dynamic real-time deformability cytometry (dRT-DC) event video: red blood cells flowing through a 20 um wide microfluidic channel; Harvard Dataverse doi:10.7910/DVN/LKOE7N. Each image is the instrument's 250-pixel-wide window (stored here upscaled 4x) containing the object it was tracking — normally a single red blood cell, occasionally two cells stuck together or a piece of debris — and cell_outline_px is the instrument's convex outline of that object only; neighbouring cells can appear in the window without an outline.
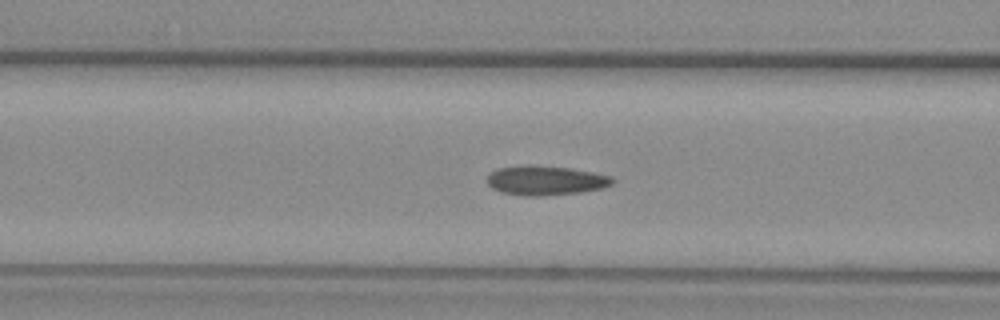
{"species": "common noctule bat (a hibernating species)", "species_latin": "Nyctalus noctula", "temperature_condition": "warm", "stored_images_in_passage": 54, "camera_frame_rate_fps": 3000, "um_per_image_px": 0.085, "animal": {"sex": "female", "body_mass_g": 29.2, "forearm_length_mm": 56.3}, "frame": {"image": 1, "passage_image": 21, "time_ms": 6.667, "image_size_px": [1000, 320], "cell_outline_px": [[616, 180], [612, 184], [604, 188], [580, 192], [540, 196], [524, 196], [500, 192], [492, 188], [488, 184], [488, 172], [496, 168], [524, 164], [532, 164], [568, 168], [592, 172], [612, 176]], "centroid_in_image_um": [46.35, 15.32], "position_along_channel_um": 120.3, "area_um2": 21.85}}
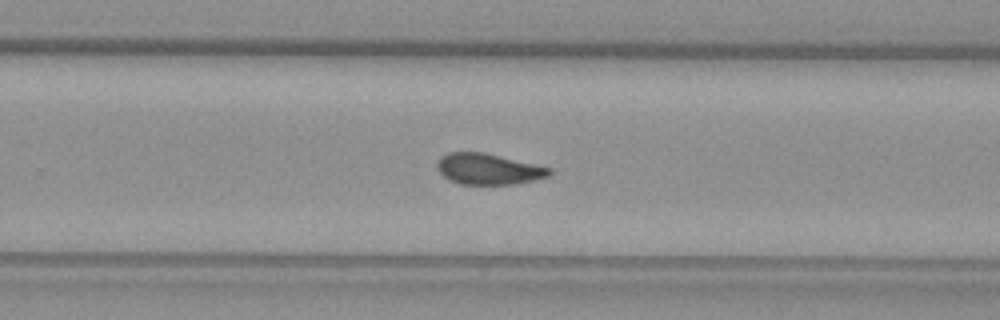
{"frame": {"image": 2, "passage_image": 34, "time_ms": 11.0, "image_size_px": [1000, 320], "cell_outline_px": [[552, 172], [548, 176], [516, 184], [460, 184], [448, 180], [440, 172], [436, 164], [440, 156], [448, 152], [484, 152], [536, 164], [552, 168]], "centroid_in_image_um": [41.5, 14.36], "position_along_channel_um": 288.3, "area_um2": 20.29}}
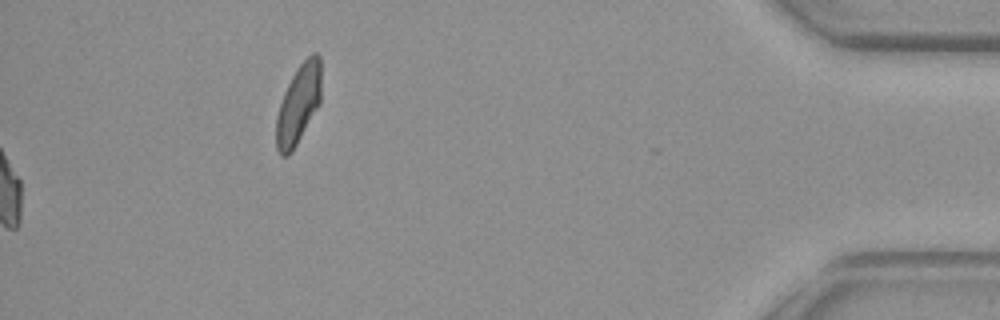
{"frame": {"image": 3, "passage_image": 54, "time_ms": 17.667, "image_size_px": [1000, 320], "cell_outline_px": [[320, 104], [292, 152], [288, 156], [280, 156], [276, 148], [276, 116], [284, 92], [296, 68], [312, 52], [316, 52], [320, 56]], "centroid_in_image_um": [25.36, 8.87], "position_along_channel_um": 409.8, "area_um2": 20.81}, "authors_computed_cell_mechanics": {"area_um2": 20.7213, "velocity_mm_per_s": 3.8823, "shape_relaxation_time_tau1_ms": null, "shape_relaxation_time_tau2_ms": 1.4662, "deformation_change_tau1": null, "deformation_change_tau2": 0.0576}}